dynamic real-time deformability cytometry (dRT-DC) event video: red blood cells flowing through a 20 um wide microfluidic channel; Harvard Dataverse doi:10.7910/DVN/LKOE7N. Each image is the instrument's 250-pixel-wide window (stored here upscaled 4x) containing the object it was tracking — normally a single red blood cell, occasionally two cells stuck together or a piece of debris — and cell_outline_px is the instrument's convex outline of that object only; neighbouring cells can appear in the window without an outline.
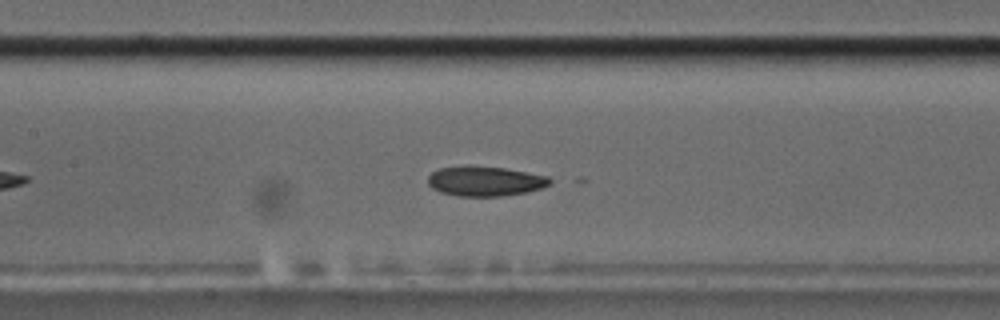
{"species": "common noctule bat (a hibernating species)", "species_latin": "Nyctalus noctula", "temperature_condition": "cold", "stored_images_in_passage": 48, "camera_frame_rate_fps": 3000, "um_per_image_px": 0.085, "animal": {"sex": "male", "body_mass_g": 17.5, "forearm_length_mm": 52.3}, "frame": {"image": 1, "passage_image": 17, "time_ms": 5.333, "image_size_px": [1000, 320], "cell_outline_px": [[552, 184], [544, 188], [528, 192], [504, 196], [456, 196], [440, 192], [432, 188], [428, 184], [428, 176], [432, 172], [440, 168], [464, 164], [468, 164], [504, 168], [548, 176], [552, 180]], "centroid_in_image_um": [41.24, 15.39], "position_along_channel_um": 166.2, "area_um2": 21.73}}
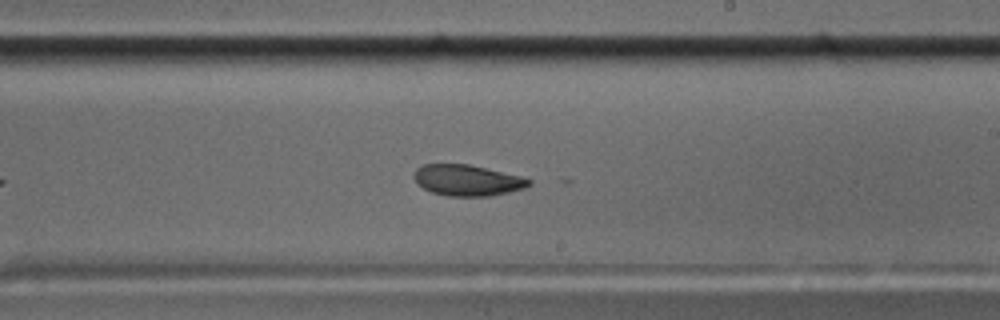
{"frame": {"image": 2, "passage_image": 24, "time_ms": 7.667, "image_size_px": [1000, 320], "cell_outline_px": [[532, 184], [524, 188], [508, 192], [488, 196], [448, 196], [432, 192], [416, 184], [412, 176], [416, 168], [424, 164], [468, 164], [520, 176], [532, 180]], "centroid_in_image_um": [39.68, 15.32], "position_along_channel_um": 249.3, "area_um2": 20.75}}
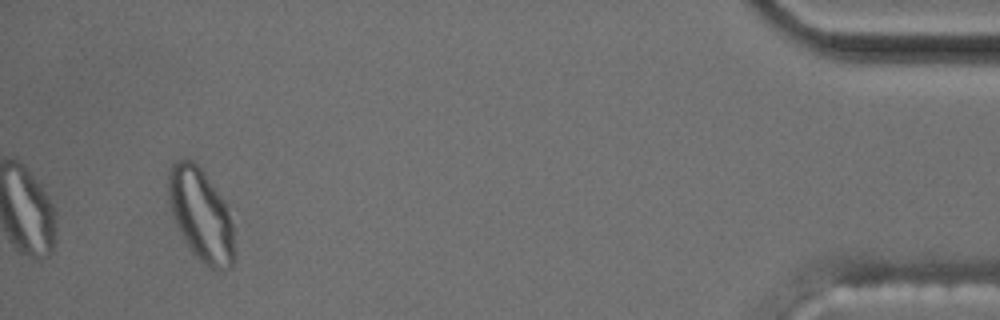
{"frame": {"image": 3, "passage_image": 44, "time_ms": 14.333, "image_size_px": [1000, 320], "cell_outline_px": [[232, 268], [224, 272], [220, 272], [212, 268], [200, 260], [192, 252], [176, 224], [172, 212], [168, 196], [168, 176], [172, 164], [176, 160], [192, 160], [200, 168], [224, 200], [232, 224]], "centroid_in_image_um": [17.07, 18.27], "position_along_channel_um": 418.1, "area_um2": 34.74}, "authors_computed_cell_mechanics": {"area_um2": 21.7617, "velocity_mm_per_s": 3.587, "shape_relaxation_time_tau1_ms": 5.7207, "shape_relaxation_time_tau2_ms": 4.4226, "deformation_change_tau1": 0.1404, "deformation_change_tau2": 0.0924}}